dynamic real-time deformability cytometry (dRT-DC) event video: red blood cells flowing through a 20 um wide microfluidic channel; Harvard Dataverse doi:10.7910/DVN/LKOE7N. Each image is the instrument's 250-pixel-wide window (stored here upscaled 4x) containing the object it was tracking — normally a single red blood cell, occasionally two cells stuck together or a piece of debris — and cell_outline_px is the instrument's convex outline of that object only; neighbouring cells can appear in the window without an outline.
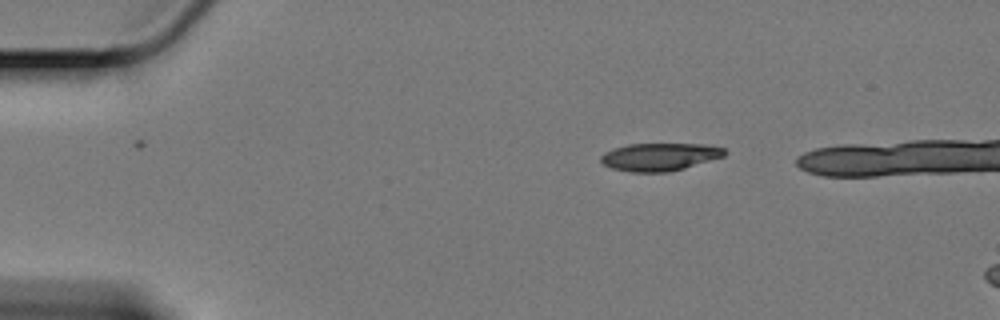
{"species": "Egyptian fruit bat (a non-hibernating species)", "species_latin": "Rousettus aegyptiacus", "temperature_condition": "cold", "stored_images_in_passage": 44, "camera_frame_rate_fps": 3000, "um_per_image_px": 0.085, "animal": {"sex": "female"}, "frame": {"image": 1, "passage_image": 1, "time_ms": 0.0, "image_size_px": [1000, 320], "cell_outline_px": [[728, 152], [724, 156], [684, 168], [668, 172], [632, 172], [612, 168], [604, 164], [600, 160], [600, 156], [604, 152], [628, 144], [704, 144], [724, 148]], "centroid_in_image_um": [56.08, 13.33], "position_along_channel_um": 28.9, "area_um2": 19.88}}
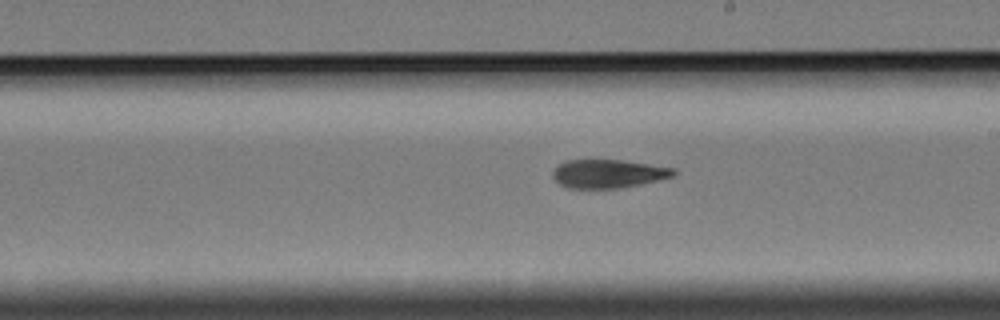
{"frame": {"image": 2, "passage_image": 25, "time_ms": 8.0, "image_size_px": [1000, 320], "cell_outline_px": [[676, 172], [672, 176], [640, 184], [620, 188], [568, 188], [560, 184], [552, 176], [552, 172], [560, 164], [568, 160], [620, 160], [672, 168]], "centroid_in_image_um": [51.65, 14.77], "position_along_channel_um": 237.4, "area_um2": 19.59}}
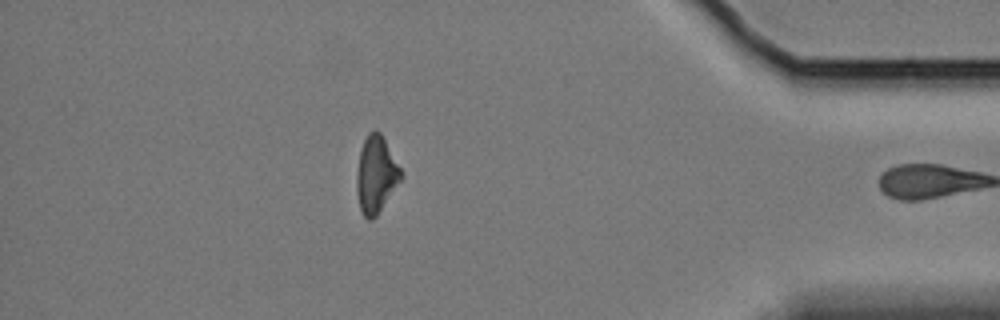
{"frame": {"image": 3, "passage_image": 43, "time_ms": 14.0, "image_size_px": [1000, 320], "cell_outline_px": [[404, 176], [376, 216], [372, 220], [368, 220], [364, 216], [360, 208], [356, 192], [356, 172], [360, 152], [364, 140], [368, 132], [376, 128], [380, 132], [400, 168]], "centroid_in_image_um": [31.95, 14.84], "position_along_channel_um": 403.3, "area_um2": 19.77}}